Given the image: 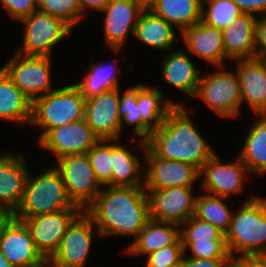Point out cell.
<instances>
[{"label": "cell", "mask_w": 266, "mask_h": 267, "mask_svg": "<svg viewBox=\"0 0 266 267\" xmlns=\"http://www.w3.org/2000/svg\"><path fill=\"white\" fill-rule=\"evenodd\" d=\"M200 170L180 161L166 160L146 148L144 158V189L199 186Z\"/></svg>", "instance_id": "14"}, {"label": "cell", "mask_w": 266, "mask_h": 267, "mask_svg": "<svg viewBox=\"0 0 266 267\" xmlns=\"http://www.w3.org/2000/svg\"><path fill=\"white\" fill-rule=\"evenodd\" d=\"M145 84V82L140 80L136 84H132L130 86L125 87L124 89L119 87L120 92V104L118 107V114L121 119V139H123V135L130 130L131 133L127 134L131 138H137L146 141L150 134L152 133V129L142 120L140 115V109L138 106V90ZM122 90V91H121ZM127 125V126H126ZM124 133V134H123Z\"/></svg>", "instance_id": "32"}, {"label": "cell", "mask_w": 266, "mask_h": 267, "mask_svg": "<svg viewBox=\"0 0 266 267\" xmlns=\"http://www.w3.org/2000/svg\"><path fill=\"white\" fill-rule=\"evenodd\" d=\"M257 17L242 13L223 32L226 57L230 61L255 58V25Z\"/></svg>", "instance_id": "28"}, {"label": "cell", "mask_w": 266, "mask_h": 267, "mask_svg": "<svg viewBox=\"0 0 266 267\" xmlns=\"http://www.w3.org/2000/svg\"><path fill=\"white\" fill-rule=\"evenodd\" d=\"M102 241L92 217L82 211L69 225L57 250L47 260V267H89L95 240ZM95 239V240H94Z\"/></svg>", "instance_id": "9"}, {"label": "cell", "mask_w": 266, "mask_h": 267, "mask_svg": "<svg viewBox=\"0 0 266 267\" xmlns=\"http://www.w3.org/2000/svg\"><path fill=\"white\" fill-rule=\"evenodd\" d=\"M38 0H0L1 9L5 10L9 20L17 23L24 17H27L32 12L37 11Z\"/></svg>", "instance_id": "40"}, {"label": "cell", "mask_w": 266, "mask_h": 267, "mask_svg": "<svg viewBox=\"0 0 266 267\" xmlns=\"http://www.w3.org/2000/svg\"><path fill=\"white\" fill-rule=\"evenodd\" d=\"M146 4L141 0H111L99 13L102 18V43L105 49L117 54L123 60L124 47L133 39L135 27ZM122 51V53H121ZM121 54H120V53ZM122 55V56H120Z\"/></svg>", "instance_id": "11"}, {"label": "cell", "mask_w": 266, "mask_h": 267, "mask_svg": "<svg viewBox=\"0 0 266 267\" xmlns=\"http://www.w3.org/2000/svg\"><path fill=\"white\" fill-rule=\"evenodd\" d=\"M141 1H143L147 5L151 0H141Z\"/></svg>", "instance_id": "48"}, {"label": "cell", "mask_w": 266, "mask_h": 267, "mask_svg": "<svg viewBox=\"0 0 266 267\" xmlns=\"http://www.w3.org/2000/svg\"><path fill=\"white\" fill-rule=\"evenodd\" d=\"M133 39L143 44V47H148V50L151 48L162 54L181 46V42H178L181 40V32L147 7L139 16Z\"/></svg>", "instance_id": "24"}, {"label": "cell", "mask_w": 266, "mask_h": 267, "mask_svg": "<svg viewBox=\"0 0 266 267\" xmlns=\"http://www.w3.org/2000/svg\"><path fill=\"white\" fill-rule=\"evenodd\" d=\"M0 267H14L12 264L8 262V260L4 257L1 251H0Z\"/></svg>", "instance_id": "47"}, {"label": "cell", "mask_w": 266, "mask_h": 267, "mask_svg": "<svg viewBox=\"0 0 266 267\" xmlns=\"http://www.w3.org/2000/svg\"><path fill=\"white\" fill-rule=\"evenodd\" d=\"M37 11L58 17L74 30L78 25H85L84 14L77 0H38Z\"/></svg>", "instance_id": "36"}, {"label": "cell", "mask_w": 266, "mask_h": 267, "mask_svg": "<svg viewBox=\"0 0 266 267\" xmlns=\"http://www.w3.org/2000/svg\"><path fill=\"white\" fill-rule=\"evenodd\" d=\"M49 164L36 173L29 170L23 199L14 212V218L24 221L60 210L81 209L69 199L59 170L53 163Z\"/></svg>", "instance_id": "4"}, {"label": "cell", "mask_w": 266, "mask_h": 267, "mask_svg": "<svg viewBox=\"0 0 266 267\" xmlns=\"http://www.w3.org/2000/svg\"><path fill=\"white\" fill-rule=\"evenodd\" d=\"M119 59V57H111L110 60H97L98 62L93 60L85 68L86 71L82 74L83 76L80 75L82 78L80 80L77 78V81L74 80L73 83L79 88L85 99L123 86L120 83L122 68L118 63Z\"/></svg>", "instance_id": "27"}, {"label": "cell", "mask_w": 266, "mask_h": 267, "mask_svg": "<svg viewBox=\"0 0 266 267\" xmlns=\"http://www.w3.org/2000/svg\"><path fill=\"white\" fill-rule=\"evenodd\" d=\"M182 242H210L225 240L224 233L209 222L202 221L194 215L180 225Z\"/></svg>", "instance_id": "37"}, {"label": "cell", "mask_w": 266, "mask_h": 267, "mask_svg": "<svg viewBox=\"0 0 266 267\" xmlns=\"http://www.w3.org/2000/svg\"><path fill=\"white\" fill-rule=\"evenodd\" d=\"M179 238L180 225L150 219L122 252L130 258L144 259L150 253L174 244Z\"/></svg>", "instance_id": "25"}, {"label": "cell", "mask_w": 266, "mask_h": 267, "mask_svg": "<svg viewBox=\"0 0 266 267\" xmlns=\"http://www.w3.org/2000/svg\"><path fill=\"white\" fill-rule=\"evenodd\" d=\"M162 82L159 86L145 83L138 90V106L142 120L152 129H157L175 105H185L181 100L166 97Z\"/></svg>", "instance_id": "31"}, {"label": "cell", "mask_w": 266, "mask_h": 267, "mask_svg": "<svg viewBox=\"0 0 266 267\" xmlns=\"http://www.w3.org/2000/svg\"><path fill=\"white\" fill-rule=\"evenodd\" d=\"M29 162L22 152L0 149V203L12 212L16 211L23 199Z\"/></svg>", "instance_id": "22"}, {"label": "cell", "mask_w": 266, "mask_h": 267, "mask_svg": "<svg viewBox=\"0 0 266 267\" xmlns=\"http://www.w3.org/2000/svg\"><path fill=\"white\" fill-rule=\"evenodd\" d=\"M79 3V6L82 10V13L84 14V20H88L86 18L89 17V13L95 12L99 15V12H101L110 2L111 0H77Z\"/></svg>", "instance_id": "45"}, {"label": "cell", "mask_w": 266, "mask_h": 267, "mask_svg": "<svg viewBox=\"0 0 266 267\" xmlns=\"http://www.w3.org/2000/svg\"><path fill=\"white\" fill-rule=\"evenodd\" d=\"M181 41V46L192 57L199 59L202 64V61L205 62L204 68L223 67L231 63L225 54L222 30L202 21L184 30Z\"/></svg>", "instance_id": "18"}, {"label": "cell", "mask_w": 266, "mask_h": 267, "mask_svg": "<svg viewBox=\"0 0 266 267\" xmlns=\"http://www.w3.org/2000/svg\"><path fill=\"white\" fill-rule=\"evenodd\" d=\"M199 186L146 190L150 219L181 225L195 214Z\"/></svg>", "instance_id": "13"}, {"label": "cell", "mask_w": 266, "mask_h": 267, "mask_svg": "<svg viewBox=\"0 0 266 267\" xmlns=\"http://www.w3.org/2000/svg\"><path fill=\"white\" fill-rule=\"evenodd\" d=\"M255 58L266 61V16L257 18L255 25Z\"/></svg>", "instance_id": "41"}, {"label": "cell", "mask_w": 266, "mask_h": 267, "mask_svg": "<svg viewBox=\"0 0 266 267\" xmlns=\"http://www.w3.org/2000/svg\"><path fill=\"white\" fill-rule=\"evenodd\" d=\"M53 165L62 176L69 199L85 211L102 189L95 179L87 153L61 157Z\"/></svg>", "instance_id": "12"}, {"label": "cell", "mask_w": 266, "mask_h": 267, "mask_svg": "<svg viewBox=\"0 0 266 267\" xmlns=\"http://www.w3.org/2000/svg\"><path fill=\"white\" fill-rule=\"evenodd\" d=\"M234 203L233 201L229 202L228 198L200 191L196 199L194 216L211 223L225 234L231 223L234 205L236 207V203Z\"/></svg>", "instance_id": "33"}, {"label": "cell", "mask_w": 266, "mask_h": 267, "mask_svg": "<svg viewBox=\"0 0 266 267\" xmlns=\"http://www.w3.org/2000/svg\"><path fill=\"white\" fill-rule=\"evenodd\" d=\"M231 258H215V259H198L184 256L182 259L183 267H229Z\"/></svg>", "instance_id": "43"}, {"label": "cell", "mask_w": 266, "mask_h": 267, "mask_svg": "<svg viewBox=\"0 0 266 267\" xmlns=\"http://www.w3.org/2000/svg\"><path fill=\"white\" fill-rule=\"evenodd\" d=\"M146 7L181 33L201 21L202 0H151Z\"/></svg>", "instance_id": "30"}, {"label": "cell", "mask_w": 266, "mask_h": 267, "mask_svg": "<svg viewBox=\"0 0 266 267\" xmlns=\"http://www.w3.org/2000/svg\"><path fill=\"white\" fill-rule=\"evenodd\" d=\"M17 23L22 25L23 32L14 52L26 56L54 57V48H61L62 43L66 42L64 40L75 31L64 20L39 11L32 12Z\"/></svg>", "instance_id": "7"}, {"label": "cell", "mask_w": 266, "mask_h": 267, "mask_svg": "<svg viewBox=\"0 0 266 267\" xmlns=\"http://www.w3.org/2000/svg\"><path fill=\"white\" fill-rule=\"evenodd\" d=\"M227 67H207V71L204 68L192 99L201 100L217 118L235 122L242 117L241 112L244 111L241 88L235 69L232 66Z\"/></svg>", "instance_id": "6"}, {"label": "cell", "mask_w": 266, "mask_h": 267, "mask_svg": "<svg viewBox=\"0 0 266 267\" xmlns=\"http://www.w3.org/2000/svg\"><path fill=\"white\" fill-rule=\"evenodd\" d=\"M93 219L102 239L136 238L150 220L149 200L143 186H105L85 210Z\"/></svg>", "instance_id": "1"}, {"label": "cell", "mask_w": 266, "mask_h": 267, "mask_svg": "<svg viewBox=\"0 0 266 267\" xmlns=\"http://www.w3.org/2000/svg\"><path fill=\"white\" fill-rule=\"evenodd\" d=\"M229 267H266V256H235Z\"/></svg>", "instance_id": "44"}, {"label": "cell", "mask_w": 266, "mask_h": 267, "mask_svg": "<svg viewBox=\"0 0 266 267\" xmlns=\"http://www.w3.org/2000/svg\"><path fill=\"white\" fill-rule=\"evenodd\" d=\"M183 103L185 105H175L163 123L152 131L146 140L147 148L158 157L194 165L200 170L217 149L193 119L195 109L192 105L188 108L185 100Z\"/></svg>", "instance_id": "2"}, {"label": "cell", "mask_w": 266, "mask_h": 267, "mask_svg": "<svg viewBox=\"0 0 266 267\" xmlns=\"http://www.w3.org/2000/svg\"><path fill=\"white\" fill-rule=\"evenodd\" d=\"M119 88L86 99L84 119L99 140L121 139Z\"/></svg>", "instance_id": "20"}, {"label": "cell", "mask_w": 266, "mask_h": 267, "mask_svg": "<svg viewBox=\"0 0 266 267\" xmlns=\"http://www.w3.org/2000/svg\"><path fill=\"white\" fill-rule=\"evenodd\" d=\"M0 251L14 267H47L28 226L14 217L0 233Z\"/></svg>", "instance_id": "16"}, {"label": "cell", "mask_w": 266, "mask_h": 267, "mask_svg": "<svg viewBox=\"0 0 266 267\" xmlns=\"http://www.w3.org/2000/svg\"><path fill=\"white\" fill-rule=\"evenodd\" d=\"M242 12L233 0H202L201 21L223 30Z\"/></svg>", "instance_id": "34"}, {"label": "cell", "mask_w": 266, "mask_h": 267, "mask_svg": "<svg viewBox=\"0 0 266 267\" xmlns=\"http://www.w3.org/2000/svg\"><path fill=\"white\" fill-rule=\"evenodd\" d=\"M164 54L160 59L159 70L163 84L165 87L171 86V90L175 88L190 101L197 92L204 67H197L194 58L181 46Z\"/></svg>", "instance_id": "17"}, {"label": "cell", "mask_w": 266, "mask_h": 267, "mask_svg": "<svg viewBox=\"0 0 266 267\" xmlns=\"http://www.w3.org/2000/svg\"><path fill=\"white\" fill-rule=\"evenodd\" d=\"M13 217L14 212L0 203V233L3 231L4 227L12 220Z\"/></svg>", "instance_id": "46"}, {"label": "cell", "mask_w": 266, "mask_h": 267, "mask_svg": "<svg viewBox=\"0 0 266 267\" xmlns=\"http://www.w3.org/2000/svg\"><path fill=\"white\" fill-rule=\"evenodd\" d=\"M99 138L86 123L85 119L50 129L38 142V147L46 154L57 159L87 153Z\"/></svg>", "instance_id": "15"}, {"label": "cell", "mask_w": 266, "mask_h": 267, "mask_svg": "<svg viewBox=\"0 0 266 267\" xmlns=\"http://www.w3.org/2000/svg\"><path fill=\"white\" fill-rule=\"evenodd\" d=\"M10 56L0 68L31 101L58 87L52 77L54 57L26 56L14 51Z\"/></svg>", "instance_id": "8"}, {"label": "cell", "mask_w": 266, "mask_h": 267, "mask_svg": "<svg viewBox=\"0 0 266 267\" xmlns=\"http://www.w3.org/2000/svg\"><path fill=\"white\" fill-rule=\"evenodd\" d=\"M32 101L11 81L0 68V122L11 127H29ZM22 126V127H21Z\"/></svg>", "instance_id": "29"}, {"label": "cell", "mask_w": 266, "mask_h": 267, "mask_svg": "<svg viewBox=\"0 0 266 267\" xmlns=\"http://www.w3.org/2000/svg\"><path fill=\"white\" fill-rule=\"evenodd\" d=\"M244 14L257 18L266 16V0H233Z\"/></svg>", "instance_id": "42"}, {"label": "cell", "mask_w": 266, "mask_h": 267, "mask_svg": "<svg viewBox=\"0 0 266 267\" xmlns=\"http://www.w3.org/2000/svg\"><path fill=\"white\" fill-rule=\"evenodd\" d=\"M231 64L239 78L243 109L248 107L249 115L266 114V61L250 58Z\"/></svg>", "instance_id": "23"}, {"label": "cell", "mask_w": 266, "mask_h": 267, "mask_svg": "<svg viewBox=\"0 0 266 267\" xmlns=\"http://www.w3.org/2000/svg\"><path fill=\"white\" fill-rule=\"evenodd\" d=\"M32 101L30 129L38 142L50 129L84 119L85 101L79 88L69 80Z\"/></svg>", "instance_id": "5"}, {"label": "cell", "mask_w": 266, "mask_h": 267, "mask_svg": "<svg viewBox=\"0 0 266 267\" xmlns=\"http://www.w3.org/2000/svg\"><path fill=\"white\" fill-rule=\"evenodd\" d=\"M184 256L190 258H232L228 252L226 240H210V242H182Z\"/></svg>", "instance_id": "38"}, {"label": "cell", "mask_w": 266, "mask_h": 267, "mask_svg": "<svg viewBox=\"0 0 266 267\" xmlns=\"http://www.w3.org/2000/svg\"><path fill=\"white\" fill-rule=\"evenodd\" d=\"M87 156L100 186H112L113 140H99Z\"/></svg>", "instance_id": "35"}, {"label": "cell", "mask_w": 266, "mask_h": 267, "mask_svg": "<svg viewBox=\"0 0 266 267\" xmlns=\"http://www.w3.org/2000/svg\"><path fill=\"white\" fill-rule=\"evenodd\" d=\"M128 138L123 142L122 139L113 140L112 186H144V158L147 144L141 139ZM127 142L132 143L131 146H128Z\"/></svg>", "instance_id": "19"}, {"label": "cell", "mask_w": 266, "mask_h": 267, "mask_svg": "<svg viewBox=\"0 0 266 267\" xmlns=\"http://www.w3.org/2000/svg\"><path fill=\"white\" fill-rule=\"evenodd\" d=\"M251 119L237 155L253 178H262L266 175V114L253 115Z\"/></svg>", "instance_id": "26"}, {"label": "cell", "mask_w": 266, "mask_h": 267, "mask_svg": "<svg viewBox=\"0 0 266 267\" xmlns=\"http://www.w3.org/2000/svg\"><path fill=\"white\" fill-rule=\"evenodd\" d=\"M245 198L224 234L228 252L231 257L266 256V196L249 192Z\"/></svg>", "instance_id": "3"}, {"label": "cell", "mask_w": 266, "mask_h": 267, "mask_svg": "<svg viewBox=\"0 0 266 267\" xmlns=\"http://www.w3.org/2000/svg\"><path fill=\"white\" fill-rule=\"evenodd\" d=\"M82 211L65 209L24 220L37 249L47 260L57 250L69 225Z\"/></svg>", "instance_id": "21"}, {"label": "cell", "mask_w": 266, "mask_h": 267, "mask_svg": "<svg viewBox=\"0 0 266 267\" xmlns=\"http://www.w3.org/2000/svg\"><path fill=\"white\" fill-rule=\"evenodd\" d=\"M183 257L184 247L179 238L174 244L146 255L142 267H177Z\"/></svg>", "instance_id": "39"}, {"label": "cell", "mask_w": 266, "mask_h": 267, "mask_svg": "<svg viewBox=\"0 0 266 267\" xmlns=\"http://www.w3.org/2000/svg\"><path fill=\"white\" fill-rule=\"evenodd\" d=\"M218 151L200 169L199 191L231 199L242 195L247 179L253 176L238 155L231 161H222ZM222 158V159H221ZM248 177V178H247ZM233 195V196H232Z\"/></svg>", "instance_id": "10"}]
</instances>
